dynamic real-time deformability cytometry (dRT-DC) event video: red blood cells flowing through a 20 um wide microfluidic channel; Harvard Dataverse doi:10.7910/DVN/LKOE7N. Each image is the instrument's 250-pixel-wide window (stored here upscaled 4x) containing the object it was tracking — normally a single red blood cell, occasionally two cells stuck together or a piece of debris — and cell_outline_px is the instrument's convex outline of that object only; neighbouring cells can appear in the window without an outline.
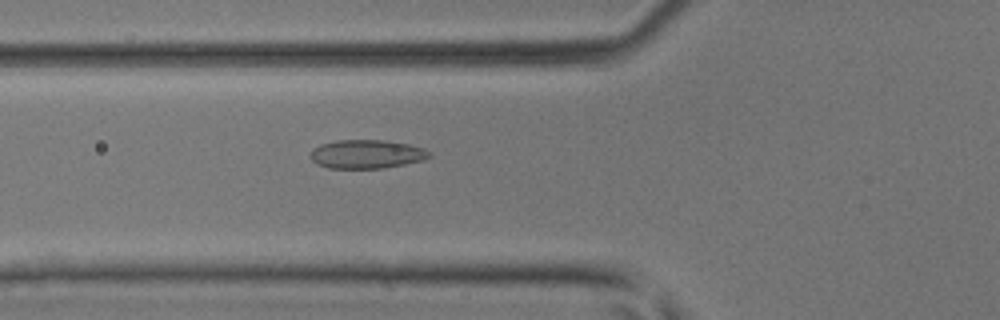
{"species": "common noctule bat (a hibernating species)", "species_latin": "Nyctalus noctula", "temperature_condition": "room temperature", "stored_images_in_passage": 28, "camera_frame_rate_fps": 3000, "um_per_image_px": 0.085, "animal": {"sex": "male", "body_mass_g": 17.9, "forearm_length_mm": 54.2}, "frame": {"image": 1, "passage_image": 4, "time_ms": 1.0, "image_size_px": [1000, 320], "cell_outline_px": [[432, 156], [424, 160], [384, 168], [328, 168], [316, 164], [308, 156], [312, 148], [320, 144], [336, 140], [384, 140], [408, 144], [424, 148], [432, 152]], "centroid_in_image_um": [31.15, 13.1], "position_along_channel_um": 94.7, "area_um2": 20.17}}
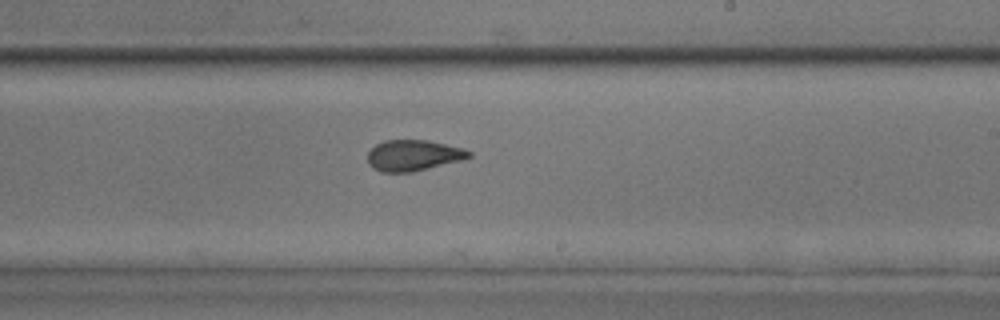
{"frame": {"image": 2, "passage_image": 15, "time_ms": 4.667, "image_size_px": [1000, 320], "cell_outline_px": [[472, 156], [460, 160], [412, 172], [380, 172], [372, 168], [368, 164], [368, 152], [376, 144], [384, 140], [428, 140], [464, 148], [472, 152]], "centroid_in_image_um": [35.11, 13.2], "position_along_channel_um": 253.9, "area_um2": 18.26}}
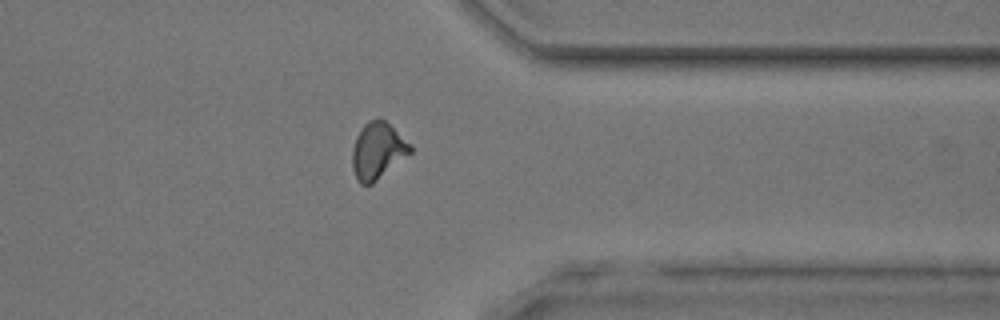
{"frame": {"image": 3, "passage_image": 24, "time_ms": 7.667, "image_size_px": [1000, 320], "cell_outline_px": [[412, 152], [372, 184], [360, 184], [352, 168], [352, 148], [356, 136], [360, 128], [368, 120], [380, 116], [412, 144]], "centroid_in_image_um": [32.1, 12.77], "position_along_channel_um": 379.3, "area_um2": 19.31}}